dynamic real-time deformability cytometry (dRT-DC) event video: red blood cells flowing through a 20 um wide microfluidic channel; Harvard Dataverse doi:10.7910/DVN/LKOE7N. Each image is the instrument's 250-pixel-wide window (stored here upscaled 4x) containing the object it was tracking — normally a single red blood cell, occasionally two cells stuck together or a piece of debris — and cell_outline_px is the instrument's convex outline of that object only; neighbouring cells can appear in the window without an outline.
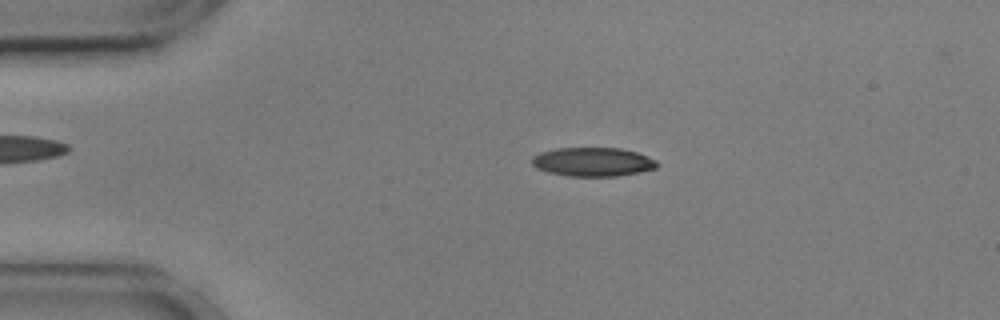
{"species": "common noctule bat (a hibernating species)", "species_latin": "Nyctalus noctula", "temperature_condition": "cold", "stored_images_in_passage": 55, "camera_frame_rate_fps": 3000, "um_per_image_px": 0.085, "animal": {"sex": "male", "body_mass_g": 17.9, "forearm_length_mm": 54.2}, "frame": {"image": 1, "passage_image": 11, "time_ms": 3.333, "image_size_px": [1000, 320], "cell_outline_px": [[660, 164], [656, 168], [640, 172], [616, 176], [568, 176], [548, 172], [536, 168], [532, 164], [532, 156], [540, 152], [556, 148], [620, 148], [636, 152], [656, 160]], "centroid_in_image_um": [50.38, 13.76], "position_along_channel_um": 34.6, "area_um2": 21.1}}
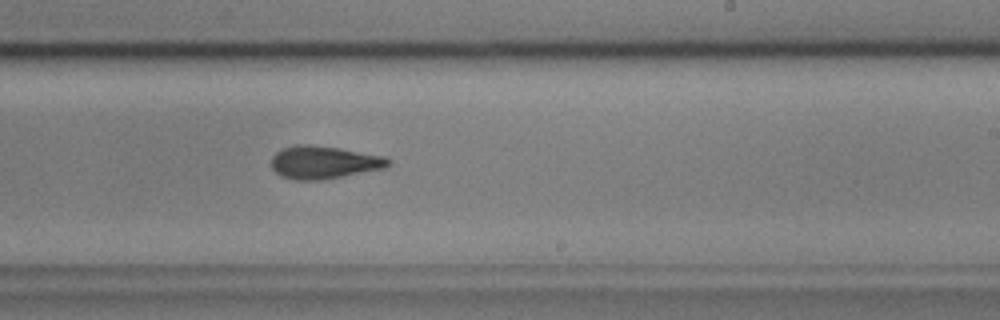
{"frame": {"image": 2, "passage_image": 33, "time_ms": 10.667, "image_size_px": [1000, 320], "cell_outline_px": [[392, 164], [384, 168], [324, 180], [296, 180], [280, 176], [272, 168], [272, 156], [276, 152], [284, 148], [296, 144], [308, 144], [340, 148], [384, 156], [392, 160]], "centroid_in_image_um": [27.54, 13.8], "position_along_channel_um": 261.5, "area_um2": 22.48}}
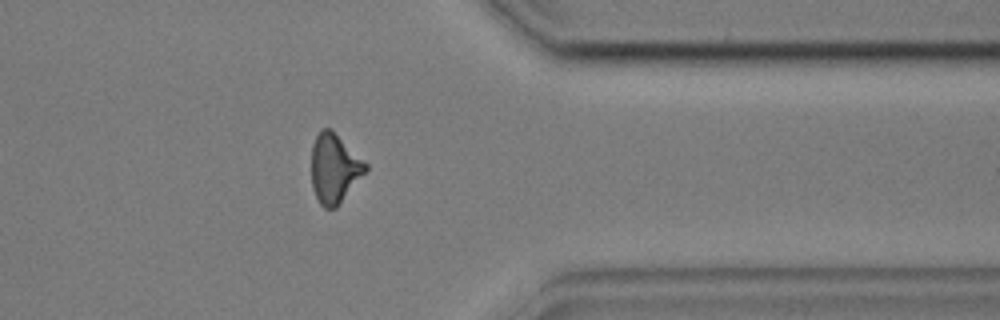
{"frame": {"image": 3, "passage_image": 44, "time_ms": 14.333, "image_size_px": [1000, 320], "cell_outline_px": [[368, 168], [336, 208], [324, 208], [320, 204], [312, 188], [312, 144], [320, 128], [332, 128], [368, 164]], "centroid_in_image_um": [28.41, 14.27], "position_along_channel_um": 383.0, "area_um2": 21.85}, "authors_computed_cell_mechanics": {"area_um2": 21.7906, "velocity_mm_per_s": 3.608, "shape_relaxation_time_tau1_ms": 3.7028, "shape_relaxation_time_tau2_ms": 3.909, "deformation_change_tau1": 0.1357, "deformation_change_tau2": 0.1256}}